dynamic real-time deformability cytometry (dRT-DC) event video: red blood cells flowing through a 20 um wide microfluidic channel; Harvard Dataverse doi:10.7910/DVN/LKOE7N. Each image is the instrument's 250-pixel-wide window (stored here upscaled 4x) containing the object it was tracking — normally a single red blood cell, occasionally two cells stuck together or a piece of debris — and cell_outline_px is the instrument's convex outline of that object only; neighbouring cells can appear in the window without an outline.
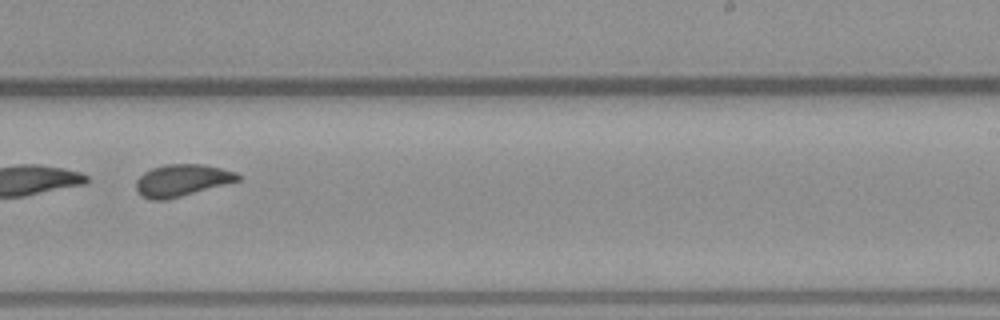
{"species": "common noctule bat (a hibernating species)", "species_latin": "Nyctalus noctula", "temperature_condition": "warm", "stored_images_in_passage": 44, "camera_frame_rate_fps": 3000, "um_per_image_px": 0.085, "animal": {"sex": "male", "body_mass_g": 23.1, "forearm_length_mm": 52.7}, "frame": {"image": 1, "passage_image": 28, "time_ms": 9.0, "image_size_px": [1000, 320], "cell_outline_px": [[240, 180], [168, 200], [152, 200], [144, 196], [136, 188], [136, 180], [144, 172], [152, 168], [164, 164], [200, 164], [220, 168], [236, 172], [240, 176]], "centroid_in_image_um": [15.46, 15.32], "position_along_channel_um": 273.5, "area_um2": 18.79}}
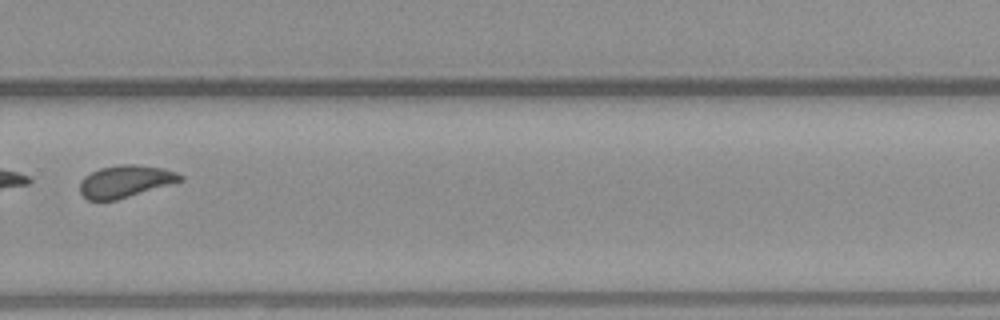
{"frame": {"image": 2, "passage_image": 31, "time_ms": 10.0, "image_size_px": [1000, 320], "cell_outline_px": [[184, 180], [116, 200], [88, 200], [80, 192], [80, 180], [84, 176], [100, 168], [120, 164], [136, 164], [164, 168], [176, 172], [184, 176]], "centroid_in_image_um": [10.66, 15.4], "position_along_channel_um": 319.1, "area_um2": 18.79}}